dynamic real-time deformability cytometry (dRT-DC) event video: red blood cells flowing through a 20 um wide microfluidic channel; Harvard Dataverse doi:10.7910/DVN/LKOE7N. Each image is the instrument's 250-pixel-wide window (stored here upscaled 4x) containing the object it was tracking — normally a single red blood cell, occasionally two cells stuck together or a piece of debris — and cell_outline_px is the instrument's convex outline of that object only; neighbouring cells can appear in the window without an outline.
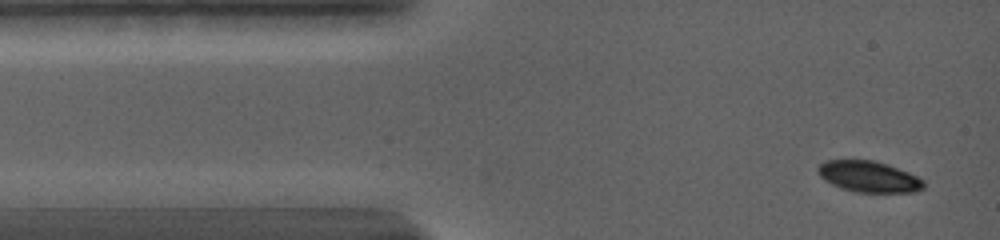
{"species": "common noctule bat (a hibernating species)", "species_latin": "Nyctalus noctula", "temperature_condition": "warm", "stored_images_in_passage": 67, "camera_frame_rate_fps": 5000, "um_per_image_px": 0.085, "animal": {"sex": "female", "body_mass_g": 19.0, "forearm_length_mm": 56.7}, "frame": {"image": 1, "passage_image": 1, "time_ms": 0.0, "image_size_px": [1000, 240], "cell_outline_px": [[924, 188], [912, 192], [856, 192], [840, 188], [824, 180], [820, 176], [816, 168], [820, 164], [828, 160], [872, 160], [908, 172], [924, 180]], "centroid_in_image_um": [73.82, 15.02], "position_along_channel_um": 11.2, "area_um2": 18.96}}
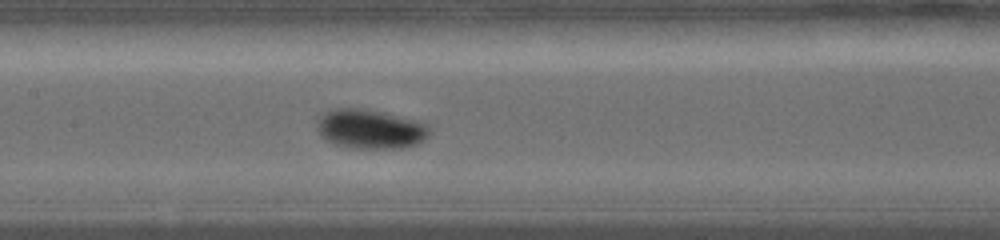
{"frame": {"image": 2, "passage_image": 30, "time_ms": 6.0, "image_size_px": [1000, 240], "cell_outline_px": [[428, 136], [424, 140], [416, 144], [400, 148], [352, 148], [336, 144], [320, 136], [316, 128], [316, 120], [324, 112], [336, 108], [368, 108], [428, 124]], "centroid_in_image_um": [31.42, 10.95], "position_along_channel_um": 176.0, "area_um2": 25.78}}
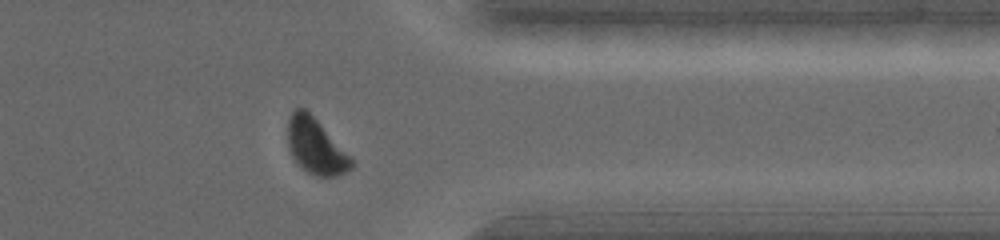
{"frame": {"image": 3, "passage_image": 59, "time_ms": 11.8, "image_size_px": [1000, 240], "cell_outline_px": [[356, 164], [352, 168], [336, 176], [316, 176], [308, 172], [292, 156], [288, 148], [288, 120], [292, 112], [296, 108], [304, 108], [356, 160]], "centroid_in_image_um": [26.88, 12.45], "position_along_channel_um": 384.5, "area_um2": 20.4}, "authors_computed_cell_mechanics": {"area_um2": 23.5824, "velocity_mm_per_s": 3.7041, "shape_relaxation_time_tau1_ms": 1.5002, "shape_relaxation_time_tau2_ms": null, "deformation_change_tau1": 0.1218, "deformation_change_tau2": null}}